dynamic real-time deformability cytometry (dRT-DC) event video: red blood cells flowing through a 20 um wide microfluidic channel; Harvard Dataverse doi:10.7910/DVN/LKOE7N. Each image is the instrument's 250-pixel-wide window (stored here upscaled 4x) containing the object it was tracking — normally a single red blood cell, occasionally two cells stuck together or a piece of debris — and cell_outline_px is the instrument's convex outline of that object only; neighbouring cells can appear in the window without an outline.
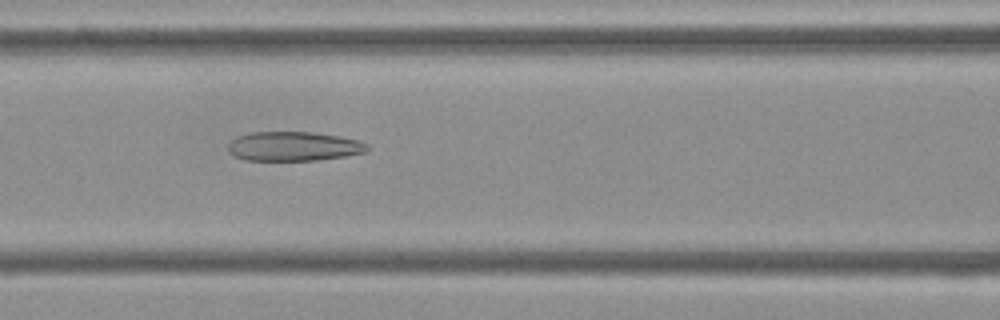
{"species": "Egyptian fruit bat (a non-hibernating species)", "species_latin": "Rousettus aegyptiacus", "temperature_condition": "cold", "stored_images_in_passage": 48, "camera_frame_rate_fps": 3000, "um_per_image_px": 0.085, "frame": {"image": 1, "passage_image": 17, "time_ms": 5.333, "image_size_px": [1000, 320], "cell_outline_px": [[368, 148], [364, 152], [344, 156], [316, 160], [244, 160], [228, 152], [228, 144], [236, 136], [252, 132], [312, 132], [340, 136], [360, 140], [368, 144]], "centroid_in_image_um": [24.94, 12.43], "position_along_channel_um": 141.7, "area_um2": 23.76}}
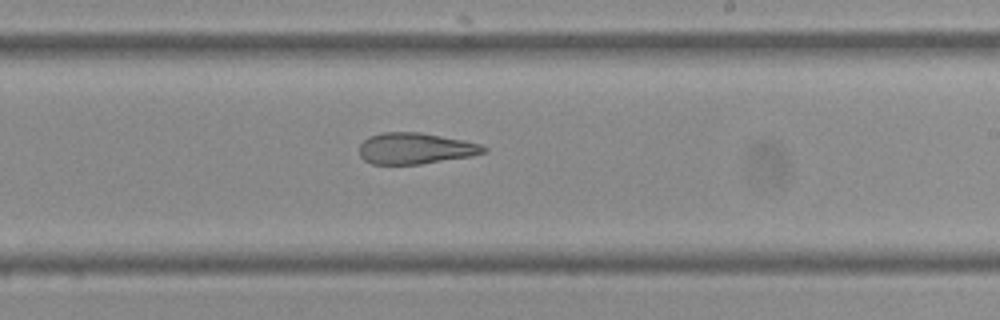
{"frame": {"image": 2, "passage_image": 26, "time_ms": 8.333, "image_size_px": [1000, 320], "cell_outline_px": [[488, 152], [472, 156], [420, 164], [372, 164], [364, 160], [360, 156], [360, 144], [368, 136], [380, 132], [420, 132], [464, 140], [480, 144], [488, 148]], "centroid_in_image_um": [35.32, 12.61], "position_along_channel_um": 253.7, "area_um2": 22.77}}
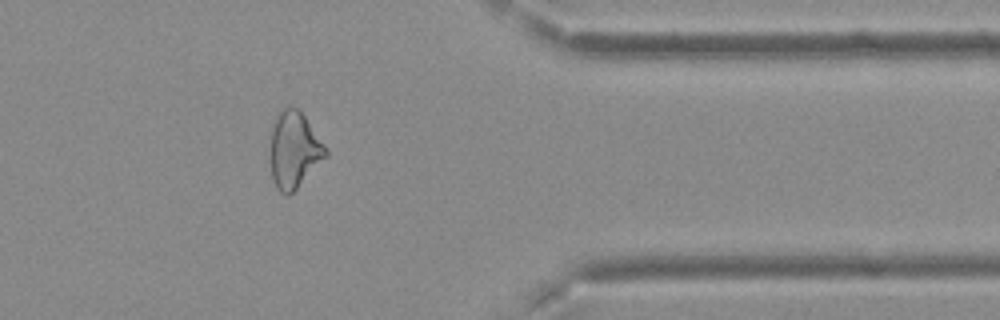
{"frame": {"image": 3, "passage_image": 38, "time_ms": 12.333, "image_size_px": [1000, 320], "cell_outline_px": [[328, 156], [288, 196], [280, 192], [276, 188], [272, 176], [268, 152], [272, 124], [276, 112], [288, 104], [296, 108], [304, 116], [328, 148]], "centroid_in_image_um": [24.96, 12.7], "position_along_channel_um": 386.4, "area_um2": 25.32}, "authors_computed_cell_mechanics": {"area_um2": 25.4898, "velocity_mm_per_s": 3.7432, "shape_relaxation_time_tau1_ms": null, "shape_relaxation_time_tau2_ms": 2.5941, "deformation_change_tau1": null, "deformation_change_tau2": 0.1279}}